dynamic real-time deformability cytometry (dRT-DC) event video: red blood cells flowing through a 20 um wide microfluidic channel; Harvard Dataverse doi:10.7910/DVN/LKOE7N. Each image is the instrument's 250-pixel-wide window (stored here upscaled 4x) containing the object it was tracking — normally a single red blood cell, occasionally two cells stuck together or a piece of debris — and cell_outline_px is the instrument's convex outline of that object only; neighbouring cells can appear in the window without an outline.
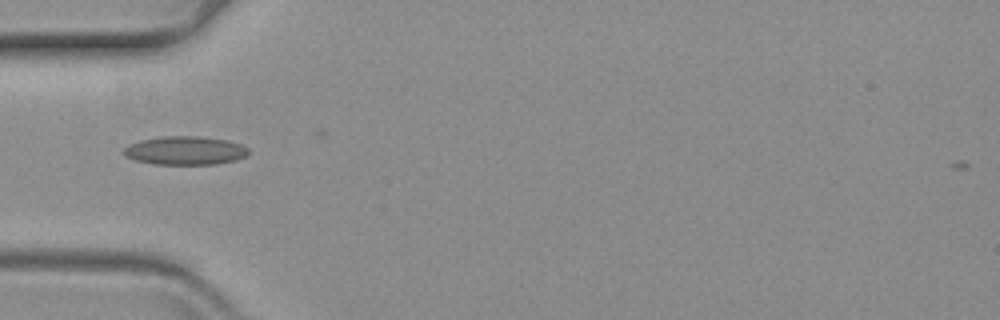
{"species": "common noctule bat (a hibernating species)", "species_latin": "Nyctalus noctula", "temperature_condition": "warm", "stored_images_in_passage": 4, "camera_frame_rate_fps": 3000, "um_per_image_px": 0.085, "animal": {"sex": "female", "body_mass_g": 19.3, "forearm_length_mm": 54.1}, "frame": {"image": 1, "passage_image": 1, "time_ms": 0.0, "image_size_px": [1000, 320], "cell_outline_px": [[248, 156], [236, 160], [216, 164], [156, 164], [136, 160], [124, 156], [124, 148], [128, 144], [140, 140], [160, 136], [200, 136], [228, 140], [240, 144], [248, 148]], "centroid_in_image_um": [15.74, 12.79], "position_along_channel_um": 69.3, "area_um2": 20.87}}